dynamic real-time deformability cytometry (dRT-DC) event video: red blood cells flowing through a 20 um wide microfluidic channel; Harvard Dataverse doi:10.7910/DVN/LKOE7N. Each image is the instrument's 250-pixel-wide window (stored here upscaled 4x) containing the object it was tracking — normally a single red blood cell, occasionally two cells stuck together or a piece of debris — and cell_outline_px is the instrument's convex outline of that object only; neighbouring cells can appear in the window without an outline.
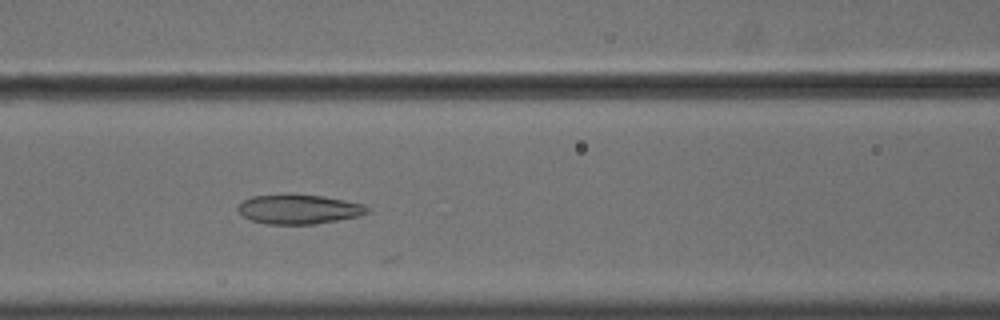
{"species": "common noctule bat (a hibernating species)", "species_latin": "Nyctalus noctula", "temperature_condition": "cold", "stored_images_in_passage": 30, "camera_frame_rate_fps": 3000, "um_per_image_px": 0.085, "animal": {"sex": "male", "body_mass_g": 18.8}, "frame": {"image": 1, "passage_image": 25, "time_ms": 8.0, "image_size_px": [1000, 320], "cell_outline_px": [[372, 212], [356, 216], [316, 224], [268, 224], [252, 220], [244, 216], [236, 208], [244, 200], [252, 196], [320, 196], [344, 200], [364, 204], [372, 208]], "centroid_in_image_um": [25.46, 17.81], "position_along_channel_um": 141.1, "area_um2": 21.56}}
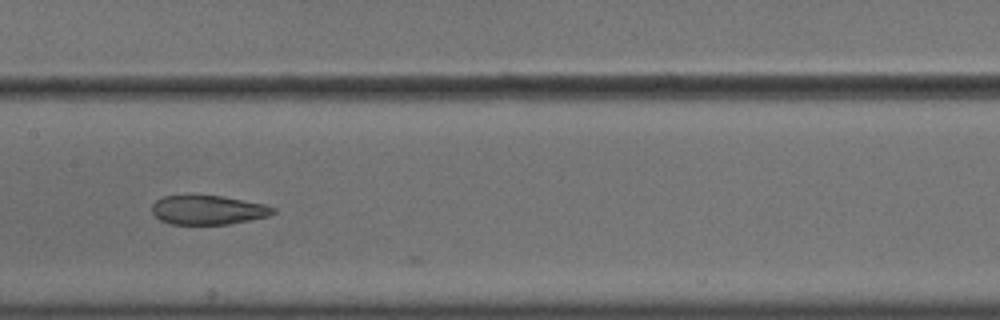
{"frame": {"image": 2, "passage_image": 29, "time_ms": 9.333, "image_size_px": [1000, 320], "cell_outline_px": [[276, 212], [268, 216], [228, 224], [172, 224], [160, 220], [152, 212], [152, 204], [156, 200], [164, 196], [220, 196], [264, 204], [276, 208]], "centroid_in_image_um": [17.68, 17.85], "position_along_channel_um": 189.7, "area_um2": 20.29}}